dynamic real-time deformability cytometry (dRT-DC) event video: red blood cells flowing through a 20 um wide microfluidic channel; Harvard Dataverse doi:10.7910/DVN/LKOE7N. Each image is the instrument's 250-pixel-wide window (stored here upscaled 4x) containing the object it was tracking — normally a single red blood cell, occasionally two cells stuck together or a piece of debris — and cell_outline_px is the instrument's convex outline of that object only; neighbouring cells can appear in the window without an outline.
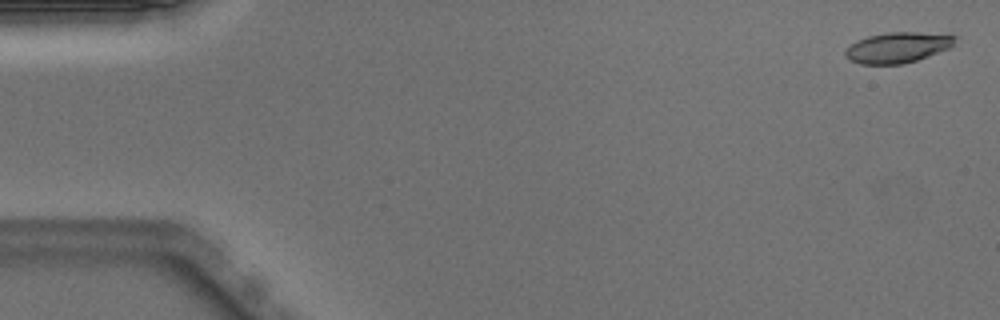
{"species": "Egyptian fruit bat (a non-hibernating species)", "species_latin": "Rousettus aegyptiacus", "temperature_condition": "warm", "stored_images_in_passage": 19, "camera_frame_rate_fps": 3000, "um_per_image_px": 0.085, "animal": {"sex": "male"}, "frame": {"image": 1, "passage_image": 2, "time_ms": 0.333, "image_size_px": [1000, 320], "cell_outline_px": [[956, 36], [952, 48], [904, 64], [860, 64], [848, 60], [844, 56], [844, 52], [856, 40], [868, 36], [888, 32], [948, 32]], "centroid_in_image_um": [76.36, 4.02], "position_along_channel_um": 8.6, "area_um2": 20.0}}
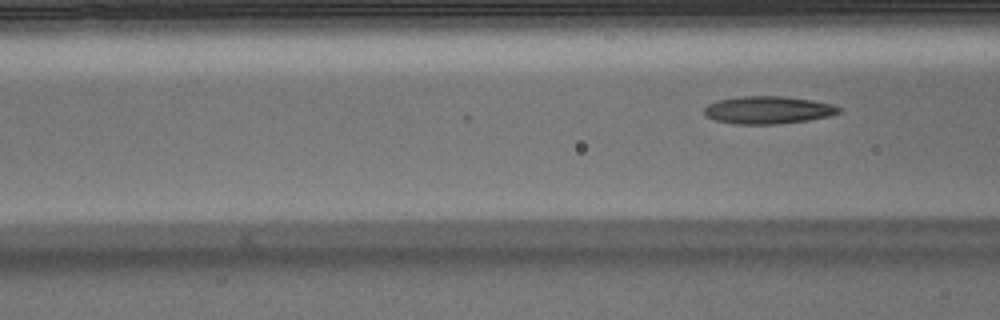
{"frame": {"image": 2, "passage_image": 19, "time_ms": 6.0, "image_size_px": [1000, 320], "cell_outline_px": [[844, 108], [840, 112], [828, 116], [808, 120], [776, 124], [736, 124], [716, 120], [704, 116], [704, 108], [708, 104], [720, 100], [740, 96], [784, 96], [812, 100], [832, 104]], "centroid_in_image_um": [65.29, 9.35], "position_along_channel_um": 101.3, "area_um2": 21.68}}